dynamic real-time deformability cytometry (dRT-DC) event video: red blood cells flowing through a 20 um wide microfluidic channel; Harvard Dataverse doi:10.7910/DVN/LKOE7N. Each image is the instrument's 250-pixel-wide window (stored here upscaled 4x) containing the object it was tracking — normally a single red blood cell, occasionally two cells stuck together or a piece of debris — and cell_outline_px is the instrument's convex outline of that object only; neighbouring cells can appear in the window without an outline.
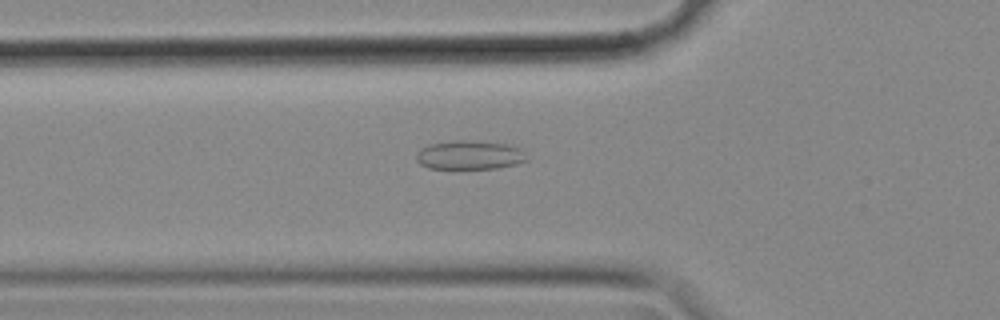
{"species": "common noctule bat (a hibernating species)", "species_latin": "Nyctalus noctula", "temperature_condition": "cold", "stored_images_in_passage": 40, "camera_frame_rate_fps": 3000, "um_per_image_px": 0.085, "animal": {"sex": "female", "body_mass_g": 18.4}, "frame": {"image": 1, "passage_image": 3, "time_ms": 0.667, "image_size_px": [1000, 320], "cell_outline_px": [[528, 160], [516, 164], [500, 168], [428, 168], [420, 164], [416, 160], [416, 152], [420, 148], [428, 144], [456, 140], [464, 140], [508, 144], [520, 148]], "centroid_in_image_um": [39.88, 13.17], "position_along_channel_um": 85.9, "area_um2": 18.61}}
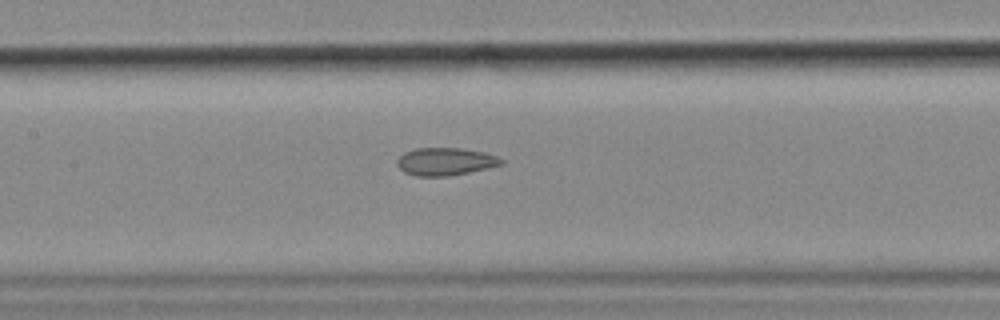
{"frame": {"image": 2, "passage_image": 10, "time_ms": 3.0, "image_size_px": [1000, 320], "cell_outline_px": [[504, 164], [488, 168], [448, 176], [416, 176], [404, 172], [396, 164], [396, 160], [404, 152], [416, 148], [460, 148], [484, 152], [496, 156], [504, 160]], "centroid_in_image_um": [37.85, 13.73], "position_along_channel_um": 169.6, "area_um2": 16.82}}
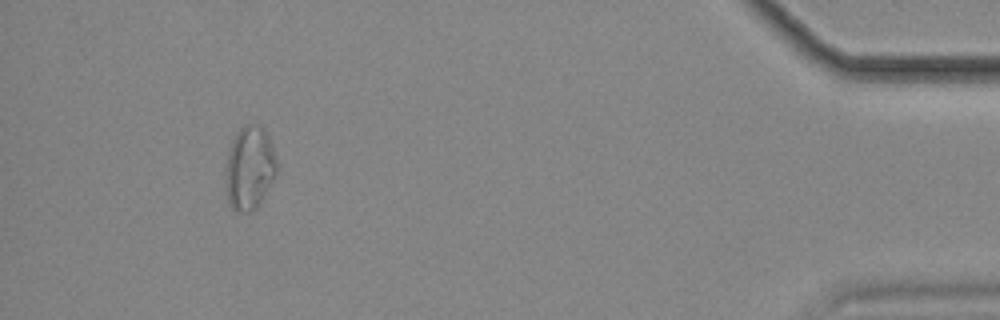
{"frame": {"image": 3, "passage_image": 36, "time_ms": 11.667, "image_size_px": [1000, 320], "cell_outline_px": [[276, 176], [260, 204], [256, 208], [248, 212], [240, 212], [232, 208], [228, 200], [224, 180], [228, 152], [232, 140], [240, 128], [244, 124], [260, 124], [264, 128], [268, 136], [276, 156]], "centroid_in_image_um": [21.21, 14.27], "position_along_channel_um": 414.0, "area_um2": 25.2}, "authors_computed_cell_mechanics": {"area_um2": 17.4845, "velocity_mm_per_s": 3.5714, "shape_relaxation_time_tau1_ms": null, "shape_relaxation_time_tau2_ms": 2.5173, "deformation_change_tau1": null, "deformation_change_tau2": 0.0985}}